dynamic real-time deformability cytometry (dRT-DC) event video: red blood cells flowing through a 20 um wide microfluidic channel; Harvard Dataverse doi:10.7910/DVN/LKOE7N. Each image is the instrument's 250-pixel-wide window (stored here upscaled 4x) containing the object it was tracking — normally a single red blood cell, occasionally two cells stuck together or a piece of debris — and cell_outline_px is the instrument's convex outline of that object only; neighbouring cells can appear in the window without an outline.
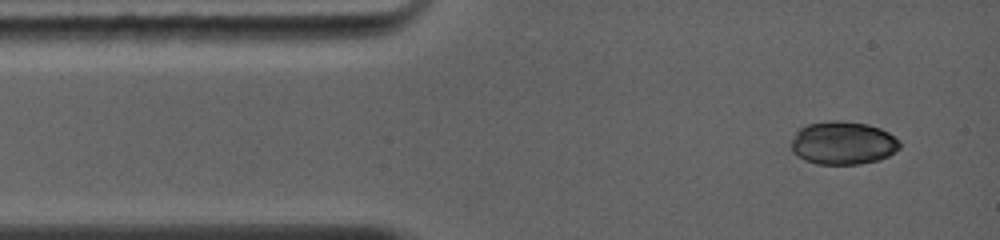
{"species": "common noctule bat (a hibernating species)", "species_latin": "Nyctalus noctula", "temperature_condition": "warm", "stored_images_in_passage": 3, "camera_frame_rate_fps": 5000, "um_per_image_px": 0.085, "animal": {"sex": "female", "body_mass_g": 19.0, "forearm_length_mm": 56.7}, "frame": {"image": 1, "passage_image": 1, "time_ms": 0.0, "image_size_px": [1000, 240], "cell_outline_px": [[900, 148], [888, 156], [880, 160], [860, 164], [816, 164], [804, 160], [796, 156], [792, 152], [792, 140], [796, 132], [800, 128], [808, 124], [832, 120], [836, 120], [868, 124], [880, 128], [888, 132], [900, 140]], "centroid_in_image_um": [71.66, 12.16], "position_along_channel_um": 13.3, "area_um2": 27.46}}
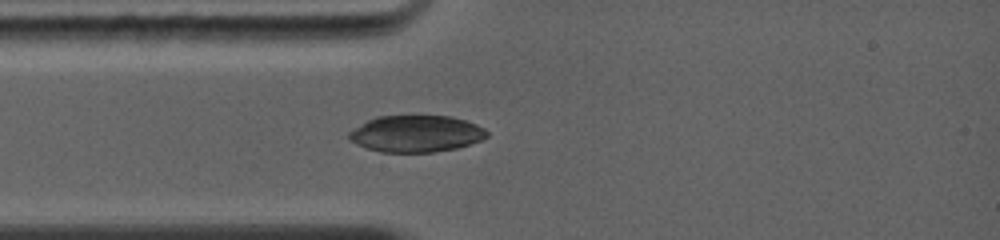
{"frame": {"image": 2, "passage_image": 3, "time_ms": 2.0, "image_size_px": [1000, 240], "cell_outline_px": [[488, 136], [480, 140], [456, 148], [432, 152], [380, 152], [356, 144], [348, 140], [348, 132], [368, 120], [376, 116], [452, 116], [476, 124], [484, 128], [488, 132]], "centroid_in_image_um": [35.35, 11.36], "position_along_channel_um": 49.7, "area_um2": 29.36}}